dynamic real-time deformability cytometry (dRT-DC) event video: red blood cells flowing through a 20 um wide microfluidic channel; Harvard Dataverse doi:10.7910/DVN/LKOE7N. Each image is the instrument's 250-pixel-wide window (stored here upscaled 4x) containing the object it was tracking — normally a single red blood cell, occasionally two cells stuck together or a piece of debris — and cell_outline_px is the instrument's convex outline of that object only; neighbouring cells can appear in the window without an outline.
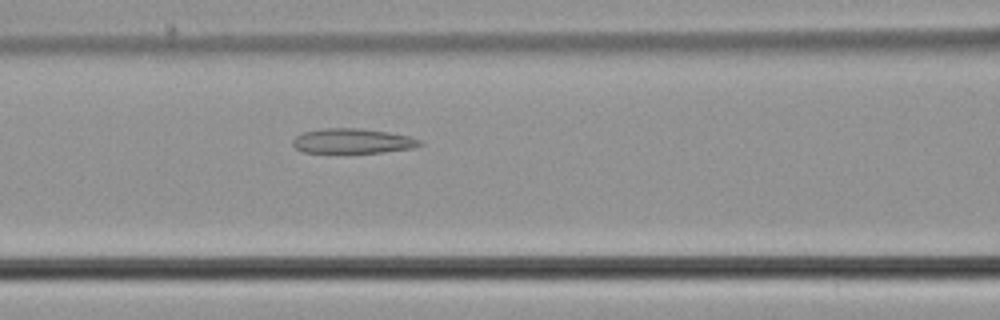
{"species": "common noctule bat (a hibernating species)", "species_latin": "Nyctalus noctula", "temperature_condition": "cold", "stored_images_in_passage": 49, "camera_frame_rate_fps": 3000, "um_per_image_px": 0.085, "animal": {"sex": "male", "body_mass_g": 21.5, "forearm_length_mm": 52.0}, "frame": {"image": 1, "passage_image": 17, "time_ms": 5.333, "image_size_px": [1000, 320], "cell_outline_px": [[424, 144], [412, 148], [380, 152], [304, 152], [296, 148], [292, 144], [292, 140], [296, 136], [304, 132], [324, 128], [360, 128], [388, 132], [408, 136], [420, 140]], "centroid_in_image_um": [29.96, 11.97], "position_along_channel_um": 136.6, "area_um2": 18.15}}
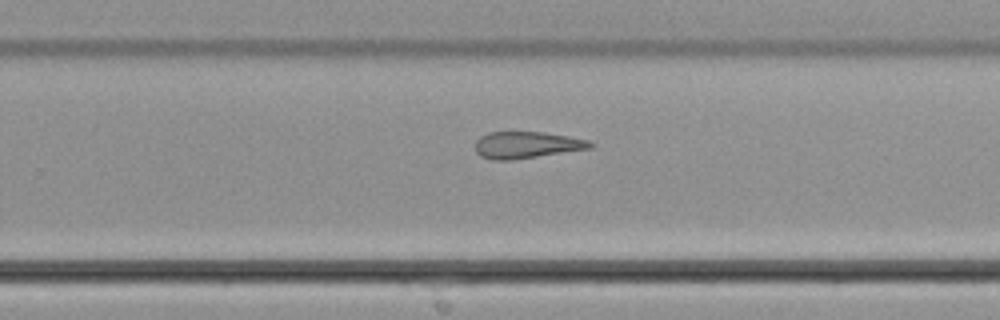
{"frame": {"image": 2, "passage_image": 29, "time_ms": 9.333, "image_size_px": [1000, 320], "cell_outline_px": [[596, 144], [592, 148], [508, 160], [492, 160], [480, 156], [476, 152], [476, 140], [480, 136], [488, 132], [544, 132], [568, 136], [588, 140]], "centroid_in_image_um": [44.76, 12.31], "position_along_channel_um": 285.0, "area_um2": 17.8}}
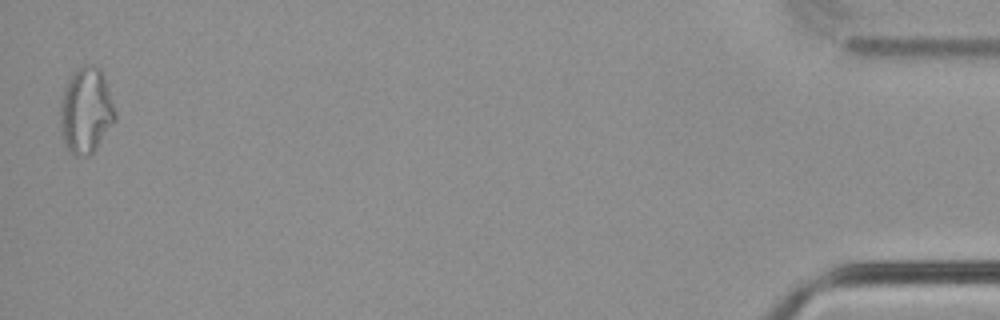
{"frame": {"image": 3, "passage_image": 48, "time_ms": 15.667, "image_size_px": [1000, 320], "cell_outline_px": [[116, 120], [92, 152], [88, 156], [76, 156], [68, 152], [64, 140], [60, 124], [60, 104], [64, 88], [68, 80], [84, 64], [92, 64], [100, 68], [104, 72], [116, 112]], "centroid_in_image_um": [7.33, 9.38], "position_along_channel_um": 427.9, "area_um2": 27.46}}